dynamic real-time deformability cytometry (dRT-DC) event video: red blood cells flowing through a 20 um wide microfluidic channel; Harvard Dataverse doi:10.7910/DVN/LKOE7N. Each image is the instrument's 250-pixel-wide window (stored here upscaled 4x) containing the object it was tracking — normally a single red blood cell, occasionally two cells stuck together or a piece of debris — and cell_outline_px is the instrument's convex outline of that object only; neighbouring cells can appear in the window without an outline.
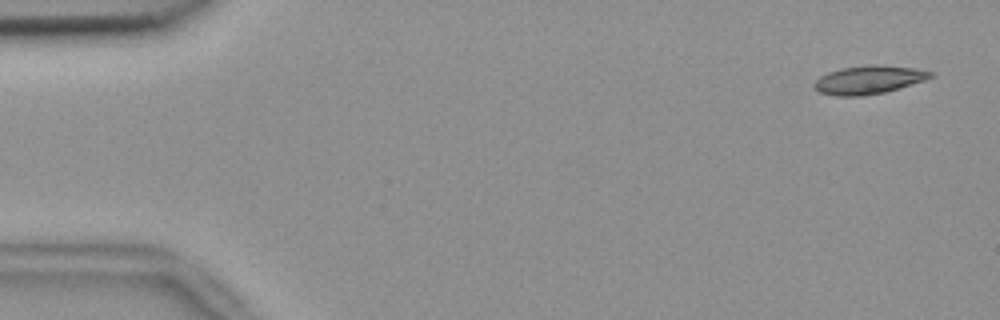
{"species": "common noctule bat (a hibernating species)", "species_latin": "Nyctalus noctula", "temperature_condition": "room temperature", "stored_images_in_passage": 54, "camera_frame_rate_fps": 3000, "um_per_image_px": 0.085, "animal": {"sex": "female", "body_mass_g": 18.4}, "frame": {"image": 1, "passage_image": 3, "time_ms": 0.667, "image_size_px": [1000, 320], "cell_outline_px": [[932, 76], [924, 80], [900, 88], [884, 92], [860, 96], [836, 96], [820, 92], [812, 88], [812, 84], [820, 76], [828, 72], [840, 68], [868, 64], [876, 64], [916, 68], [932, 72]], "centroid_in_image_um": [73.79, 6.77], "position_along_channel_um": 11.2, "area_um2": 19.31}}
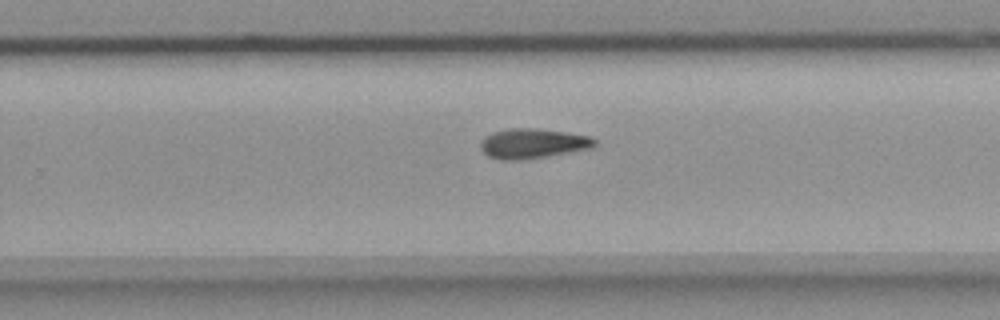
{"frame": {"image": 2, "passage_image": 35, "time_ms": 11.333, "image_size_px": [1000, 320], "cell_outline_px": [[600, 144], [592, 148], [548, 156], [512, 160], [500, 160], [488, 156], [480, 148], [480, 140], [484, 136], [492, 132], [508, 128], [536, 128], [568, 132], [592, 136]], "centroid_in_image_um": [45.31, 12.18], "position_along_channel_um": 284.5, "area_um2": 20.17}}
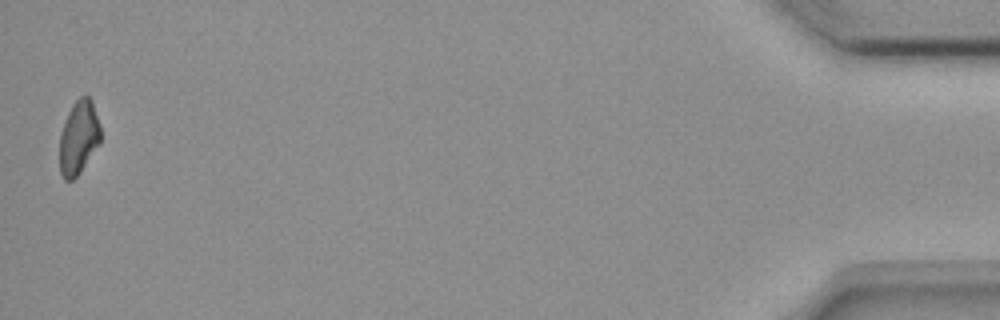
{"frame": {"image": 3, "passage_image": 54, "time_ms": 17.667, "image_size_px": [1000, 320], "cell_outline_px": [[100, 144], [80, 172], [72, 180], [64, 180], [60, 172], [60, 136], [68, 112], [72, 104], [80, 96], [88, 96], [92, 100], [100, 124]], "centroid_in_image_um": [6.7, 11.68], "position_along_channel_um": 428.5, "area_um2": 17.57}, "authors_computed_cell_mechanics": {"area_um2": 19.363, "velocity_mm_per_s": 3.7365, "shape_relaxation_time_tau1_ms": 8.9513, "shape_relaxation_time_tau2_ms": null, "deformation_change_tau1": 0.179, "deformation_change_tau2": null}}